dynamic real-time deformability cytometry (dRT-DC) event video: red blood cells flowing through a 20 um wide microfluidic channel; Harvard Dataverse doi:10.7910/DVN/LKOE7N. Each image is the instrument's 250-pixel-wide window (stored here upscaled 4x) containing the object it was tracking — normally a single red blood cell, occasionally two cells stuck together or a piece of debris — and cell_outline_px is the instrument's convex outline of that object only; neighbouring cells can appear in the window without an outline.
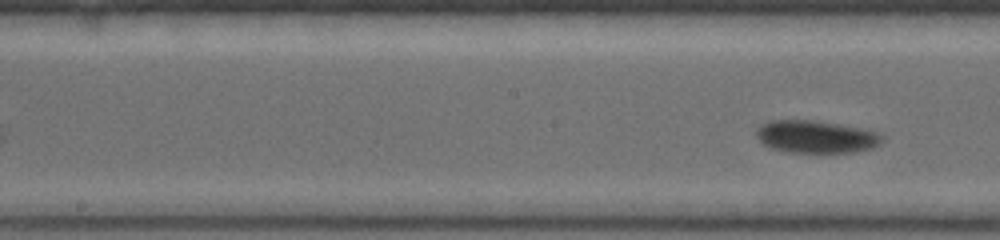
{"species": "common noctule bat (a hibernating species)", "species_latin": "Nyctalus noctula", "temperature_condition": "warm", "stored_images_in_passage": 7, "segment_of_instrument_passage": [2, 2], "camera_frame_rate_fps": 5000, "um_per_image_px": 0.085, "animal": {"sex": "female", "body_mass_g": 19.0, "forearm_length_mm": 53.3}, "frame": {"image": 1, "passage_image": 7, "time_ms": 3.4, "image_size_px": [1000, 240], "cell_outline_px": [[884, 140], [880, 144], [872, 148], [856, 152], [784, 152], [760, 144], [756, 136], [756, 128], [760, 124], [768, 120], [816, 120], [860, 128], [880, 132], [884, 136]], "centroid_in_image_um": [69.34, 11.62], "position_along_channel_um": 178.9, "area_um2": 24.28}}